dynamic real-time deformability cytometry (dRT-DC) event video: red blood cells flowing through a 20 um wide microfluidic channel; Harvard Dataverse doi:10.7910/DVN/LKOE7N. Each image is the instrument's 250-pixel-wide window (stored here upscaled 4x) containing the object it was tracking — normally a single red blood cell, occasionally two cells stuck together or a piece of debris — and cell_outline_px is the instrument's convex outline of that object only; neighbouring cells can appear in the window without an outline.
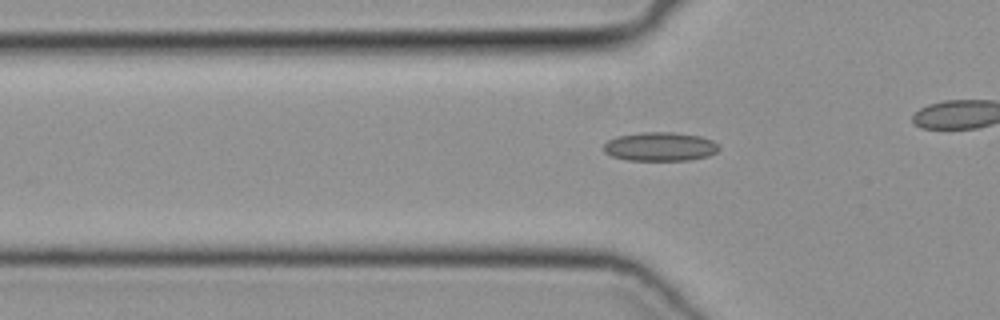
{"species": "common noctule bat (a hibernating species)", "species_latin": "Nyctalus noctula", "temperature_condition": "cold", "stored_images_in_passage": 35, "camera_frame_rate_fps": 3000, "um_per_image_px": 0.085, "animal": {"sex": "female", "body_mass_g": 19.3, "forearm_length_mm": 54.1}, "frame": {"image": 1, "passage_image": 12, "time_ms": 3.667, "image_size_px": [1000, 320], "cell_outline_px": [[720, 148], [716, 152], [708, 156], [688, 160], [628, 160], [612, 156], [604, 152], [604, 144], [608, 140], [616, 136], [640, 132], [672, 132], [700, 136], [712, 140], [720, 144]], "centroid_in_image_um": [56.12, 12.45], "position_along_channel_um": 69.7, "area_um2": 19.48}}
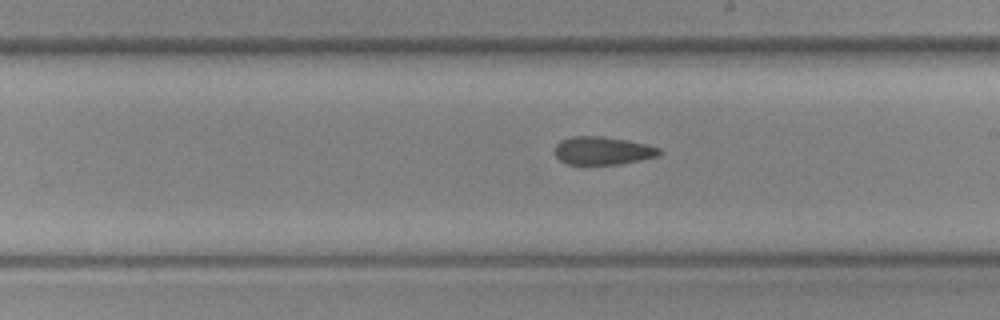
{"frame": {"image": 2, "passage_image": 24, "time_ms": 7.667, "image_size_px": [1000, 320], "cell_outline_px": [[660, 156], [620, 164], [568, 164], [560, 160], [556, 156], [556, 144], [560, 140], [572, 136], [600, 136], [628, 140], [660, 148]], "centroid_in_image_um": [51.23, 12.8], "position_along_channel_um": 237.8, "area_um2": 16.99}}
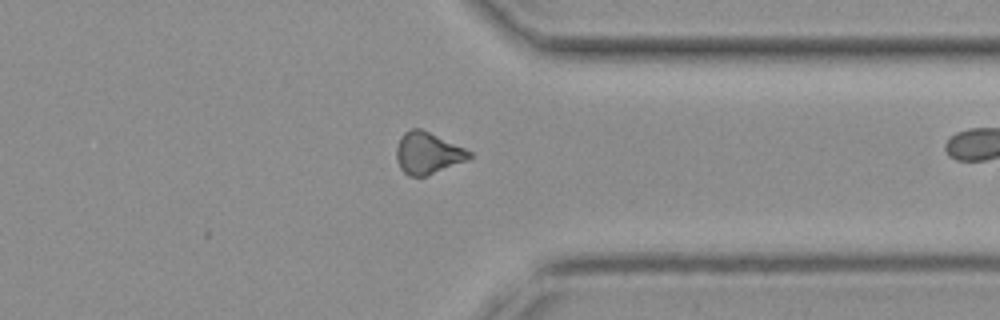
{"frame": {"image": 3, "passage_image": 34, "time_ms": 11.0, "image_size_px": [1000, 320], "cell_outline_px": [[472, 156], [468, 160], [424, 176], [408, 176], [400, 168], [396, 160], [396, 148], [400, 136], [404, 132], [412, 128], [420, 128], [464, 148], [472, 152]], "centroid_in_image_um": [36.32, 13.01], "position_along_channel_um": 375.1, "area_um2": 17.57}}